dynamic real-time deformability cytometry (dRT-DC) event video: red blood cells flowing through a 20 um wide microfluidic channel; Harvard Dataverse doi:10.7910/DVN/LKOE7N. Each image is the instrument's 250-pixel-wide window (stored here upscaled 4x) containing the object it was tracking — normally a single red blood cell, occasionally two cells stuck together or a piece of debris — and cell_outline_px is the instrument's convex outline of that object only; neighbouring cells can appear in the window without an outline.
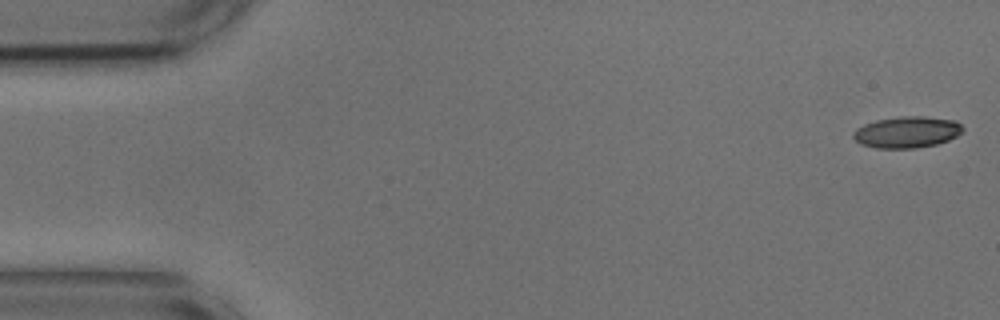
{"species": "common noctule bat (a hibernating species)", "species_latin": "Nyctalus noctula", "temperature_condition": "cold", "stored_images_in_passage": 54, "camera_frame_rate_fps": 3000, "um_per_image_px": 0.085, "animal": {"sex": "male", "body_mass_g": 17.9, "forearm_length_mm": 54.2}, "frame": {"image": 1, "passage_image": 1, "time_ms": 0.0, "image_size_px": [1000, 320], "cell_outline_px": [[964, 132], [948, 140], [936, 144], [916, 148], [876, 148], [860, 144], [852, 136], [852, 132], [856, 128], [864, 124], [876, 120], [904, 116], [924, 116], [956, 120], [964, 128]], "centroid_in_image_um": [77.09, 11.23], "position_along_channel_um": 7.9, "area_um2": 20.17}}
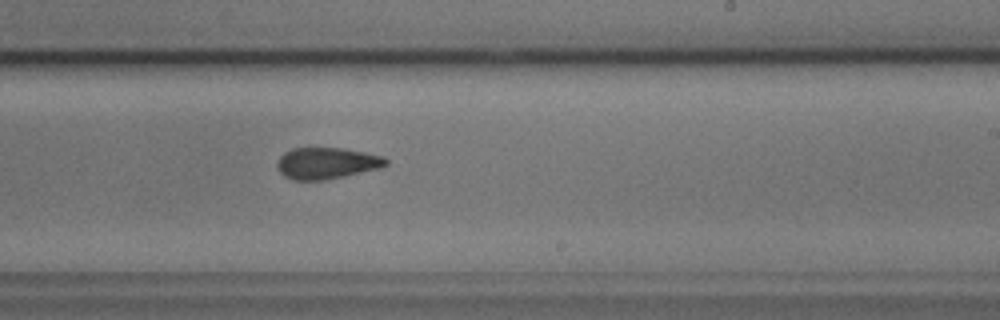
{"frame": {"image": 2, "passage_image": 32, "time_ms": 10.333, "image_size_px": [1000, 320], "cell_outline_px": [[388, 164], [384, 168], [324, 180], [292, 180], [284, 176], [280, 172], [276, 164], [280, 156], [284, 152], [292, 148], [344, 148], [384, 156], [388, 160]], "centroid_in_image_um": [27.8, 13.87], "position_along_channel_um": 261.2, "area_um2": 20.17}}
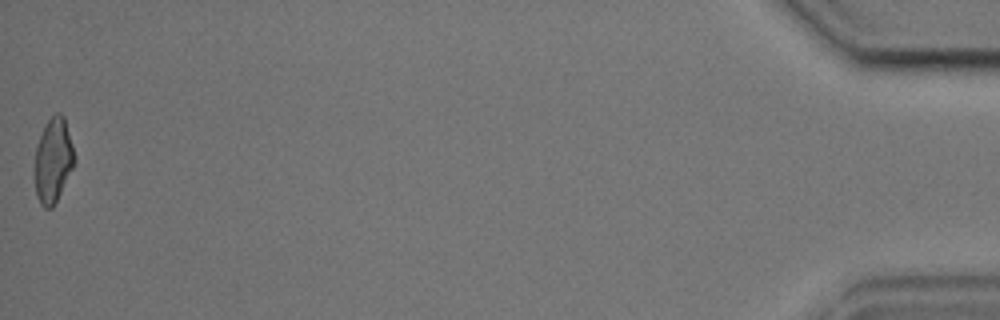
{"frame": {"image": 3, "passage_image": 54, "time_ms": 17.667, "image_size_px": [1000, 320], "cell_outline_px": [[76, 160], [52, 208], [44, 208], [40, 204], [36, 196], [36, 148], [44, 124], [56, 112], [60, 112], [64, 116], [72, 144]], "centroid_in_image_um": [4.53, 13.6], "position_along_channel_um": 430.7, "area_um2": 19.13}, "authors_computed_cell_mechanics": {"area_um2": 20.4034, "velocity_mm_per_s": 3.6565, "shape_relaxation_time_tau1_ms": 4.4656, "shape_relaxation_time_tau2_ms": 3.4476, "deformation_change_tau1": 0.132, "deformation_change_tau2": 0.1062}}